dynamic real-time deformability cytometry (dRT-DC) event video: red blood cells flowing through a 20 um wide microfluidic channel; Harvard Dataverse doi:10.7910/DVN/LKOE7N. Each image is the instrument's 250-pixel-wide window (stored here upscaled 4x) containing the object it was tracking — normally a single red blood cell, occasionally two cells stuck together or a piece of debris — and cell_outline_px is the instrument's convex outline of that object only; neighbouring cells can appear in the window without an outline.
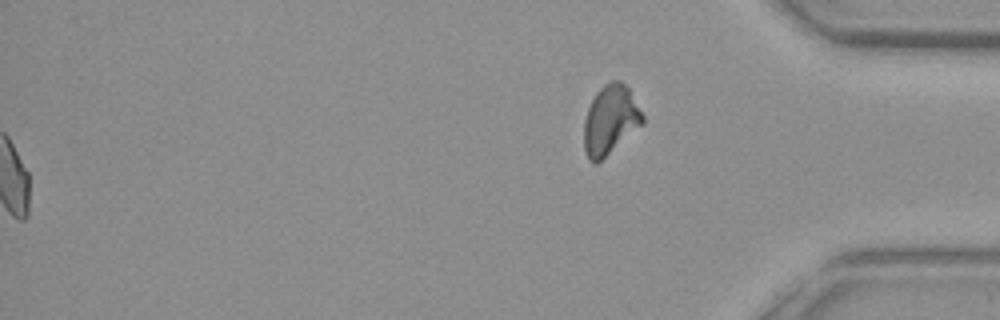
{"species": "common noctule bat (a hibernating species)", "species_latin": "Nyctalus noctula", "temperature_condition": "warm", "stored_images_in_passage": 54, "segment_of_instrument_passage": [2, 2], "camera_frame_rate_fps": 3000, "um_per_image_px": 0.085, "animal": {"sex": "female", "body_mass_g": 29.2, "forearm_length_mm": 56.3}, "frame": {"image": 1, "passage_image": 54, "time_ms": 17.667, "image_size_px": [1000, 320], "cell_outline_px": [[644, 124], [596, 164], [592, 164], [588, 160], [584, 148], [584, 120], [588, 108], [596, 92], [604, 84], [612, 80], [620, 80], [628, 88], [644, 116]], "centroid_in_image_um": [51.87, 10.21], "position_along_channel_um": 383.3, "area_um2": 23.64}}